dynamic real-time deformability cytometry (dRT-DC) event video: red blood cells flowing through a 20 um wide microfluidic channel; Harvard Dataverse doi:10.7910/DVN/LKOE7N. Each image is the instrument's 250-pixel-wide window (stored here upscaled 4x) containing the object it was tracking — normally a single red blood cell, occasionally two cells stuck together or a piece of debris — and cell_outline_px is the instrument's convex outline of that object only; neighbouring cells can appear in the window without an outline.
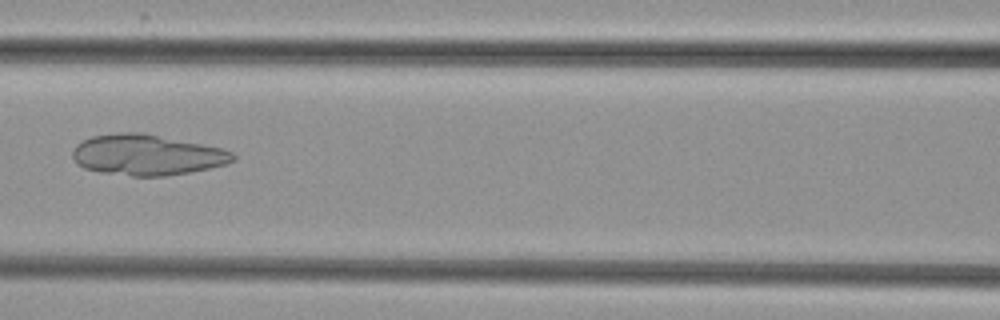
{"species": "common noctule bat (a hibernating species)", "species_latin": "Nyctalus noctula", "temperature_condition": "cold", "stored_images_in_passage": 39, "camera_frame_rate_fps": 3000, "um_per_image_px": 0.085, "animal": {"sex": "female", "body_mass_g": 29.2, "forearm_length_mm": 56.3}, "frame": {"image": 1, "passage_image": 11, "time_ms": 3.333, "image_size_px": [1000, 320], "cell_outline_px": [[236, 160], [228, 164], [188, 172], [164, 176], [132, 176], [100, 172], [84, 168], [76, 164], [72, 156], [72, 148], [76, 144], [92, 136], [116, 132], [140, 132], [220, 148], [232, 152], [236, 156]], "centroid_in_image_um": [12.44, 13.17], "position_along_channel_um": 154.2, "area_um2": 37.97}}
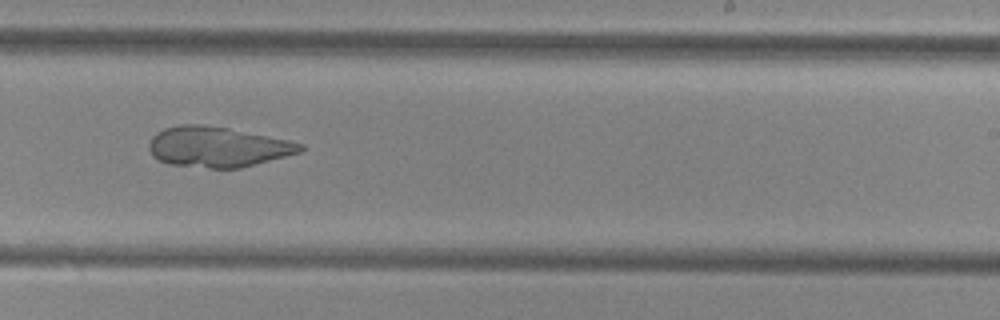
{"frame": {"image": 2, "passage_image": 20, "time_ms": 6.333, "image_size_px": [1000, 320], "cell_outline_px": [[304, 148], [300, 152], [240, 168], [212, 168], [168, 164], [152, 156], [148, 148], [148, 144], [152, 136], [156, 132], [164, 128], [180, 124], [200, 124], [228, 128], [288, 140], [304, 144]], "centroid_in_image_um": [18.45, 12.48], "position_along_channel_um": 270.6, "area_um2": 35.43}}
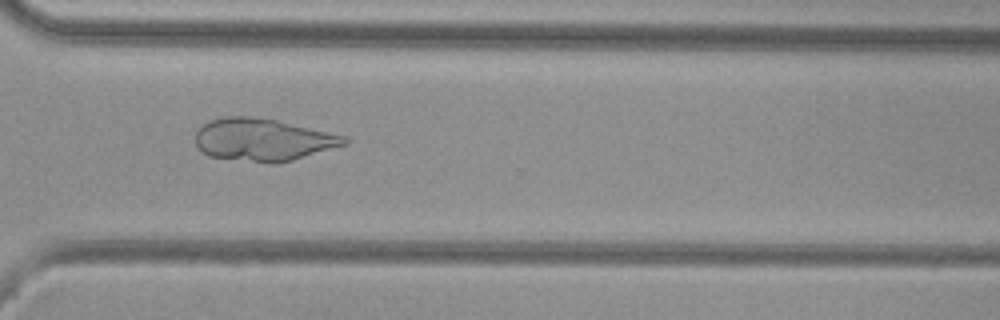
{"frame": {"image": 3, "passage_image": 26, "time_ms": 8.333, "image_size_px": [1000, 320], "cell_outline_px": [[352, 140], [348, 144], [292, 160], [276, 164], [268, 164], [208, 156], [200, 152], [196, 144], [196, 132], [204, 124], [212, 120], [228, 116], [252, 116], [276, 120], [348, 136]], "centroid_in_image_um": [22.39, 11.89], "position_along_channel_um": 348.2, "area_um2": 37.11}}